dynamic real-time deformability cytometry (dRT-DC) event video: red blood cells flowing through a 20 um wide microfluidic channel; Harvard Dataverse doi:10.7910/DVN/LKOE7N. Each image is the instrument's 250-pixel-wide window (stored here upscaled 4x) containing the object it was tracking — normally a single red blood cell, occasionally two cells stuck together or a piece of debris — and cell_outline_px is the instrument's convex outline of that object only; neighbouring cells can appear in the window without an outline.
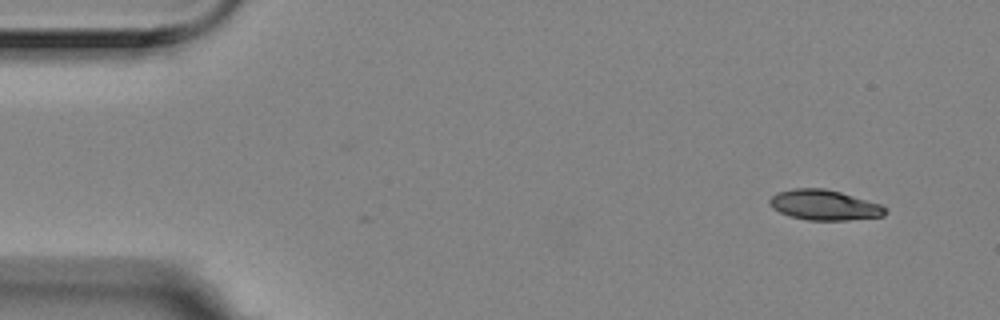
{"species": "Egyptian fruit bat (a non-hibernating species)", "species_latin": "Rousettus aegyptiacus", "temperature_condition": "room temperature", "stored_images_in_passage": 2, "camera_frame_rate_fps": 3000, "um_per_image_px": 0.085, "animal": {"sex": "female"}, "frame": {"image": 1, "passage_image": 2, "time_ms": 0.333, "image_size_px": [1000, 320], "cell_outline_px": [[888, 212], [884, 216], [848, 220], [808, 220], [792, 216], [780, 212], [772, 208], [768, 200], [776, 192], [792, 188], [824, 188], [840, 192], [880, 204], [888, 208]], "centroid_in_image_um": [70.07, 17.42], "position_along_channel_um": 14.9, "area_um2": 20.4}}